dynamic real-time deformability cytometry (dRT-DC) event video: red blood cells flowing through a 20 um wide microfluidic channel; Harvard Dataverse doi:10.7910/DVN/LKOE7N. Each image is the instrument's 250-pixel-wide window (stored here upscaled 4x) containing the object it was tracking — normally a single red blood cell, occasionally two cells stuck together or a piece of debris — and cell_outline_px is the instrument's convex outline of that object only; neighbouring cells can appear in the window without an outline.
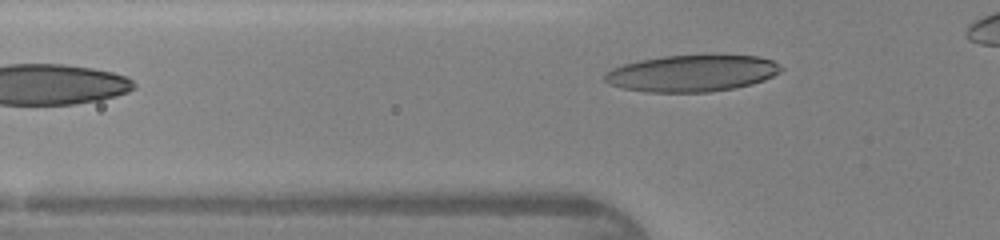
{"species": "human", "species_latin": "Homo sapiens", "temperature_condition": "warm", "stored_images_in_passage": 27, "camera_frame_rate_fps": 3000, "um_per_image_px": 0.085, "donor": {"sex": "female"}, "frame": {"image": 1, "passage_image": 2, "time_ms": 0.333, "image_size_px": [1000, 240], "cell_outline_px": [[784, 68], [780, 72], [764, 80], [752, 84], [736, 88], [708, 92], [648, 92], [624, 88], [608, 84], [604, 80], [604, 72], [612, 68], [624, 64], [640, 60], [664, 56], [760, 56], [772, 60]], "centroid_in_image_um": [58.81, 6.24], "position_along_channel_um": 67.0, "area_um2": 37.45}}
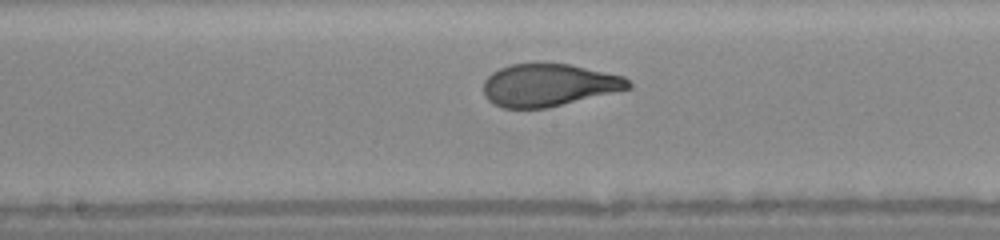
{"frame": {"image": 2, "passage_image": 11, "time_ms": 3.333, "image_size_px": [1000, 240], "cell_outline_px": [[632, 88], [548, 108], [504, 108], [488, 100], [484, 96], [484, 80], [492, 72], [500, 68], [512, 64], [568, 64], [624, 76], [632, 84]], "centroid_in_image_um": [46.65, 7.24], "position_along_channel_um": 201.6, "area_um2": 35.66}}
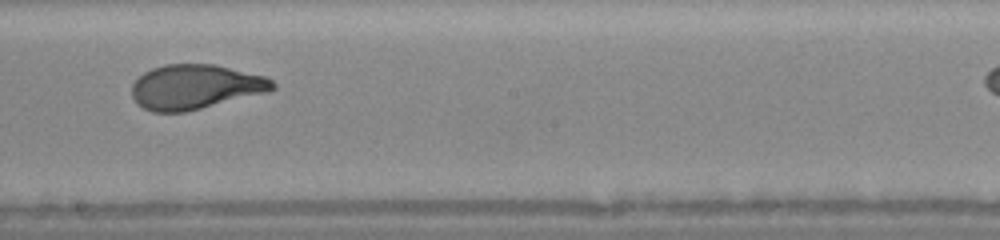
{"frame": {"image": 3, "passage_image": 13, "time_ms": 4.0, "image_size_px": [1000, 240], "cell_outline_px": [[276, 88], [268, 92], [184, 112], [152, 112], [136, 104], [132, 96], [132, 84], [144, 72], [152, 68], [164, 64], [216, 64], [264, 76], [272, 80], [276, 84]], "centroid_in_image_um": [16.59, 7.38], "position_along_channel_um": 231.6, "area_um2": 36.65}}